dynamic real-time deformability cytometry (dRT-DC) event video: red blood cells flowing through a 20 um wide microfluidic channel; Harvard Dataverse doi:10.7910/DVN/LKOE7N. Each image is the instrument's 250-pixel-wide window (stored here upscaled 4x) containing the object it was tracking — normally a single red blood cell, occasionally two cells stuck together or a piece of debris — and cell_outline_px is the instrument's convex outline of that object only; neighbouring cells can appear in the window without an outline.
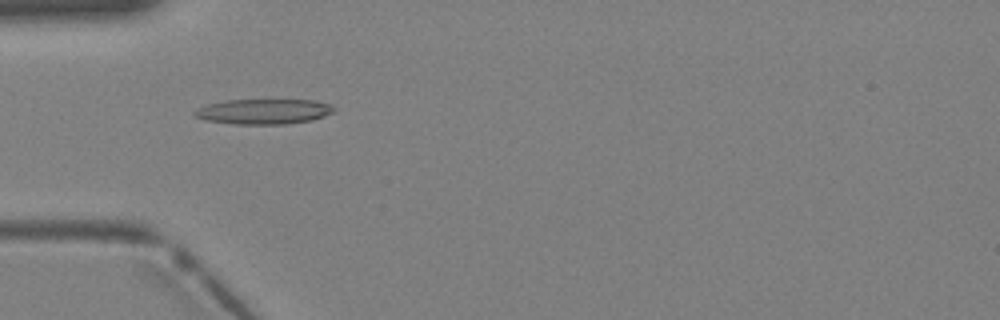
{"species": "Egyptian fruit bat (a non-hibernating species)", "species_latin": "Rousettus aegyptiacus", "temperature_condition": "warm", "stored_images_in_passage": 5, "camera_frame_rate_fps": 3000, "um_per_image_px": 0.085, "animal": {"sex": "female"}, "frame": {"image": 1, "passage_image": 4, "time_ms": 1.0, "image_size_px": [1000, 320], "cell_outline_px": [[336, 108], [332, 112], [324, 116], [312, 120], [284, 124], [236, 124], [204, 120], [196, 116], [192, 112], [196, 108], [208, 104], [228, 100], [312, 100], [332, 104]], "centroid_in_image_um": [22.41, 9.48], "position_along_channel_um": 62.6, "area_um2": 20.4}}
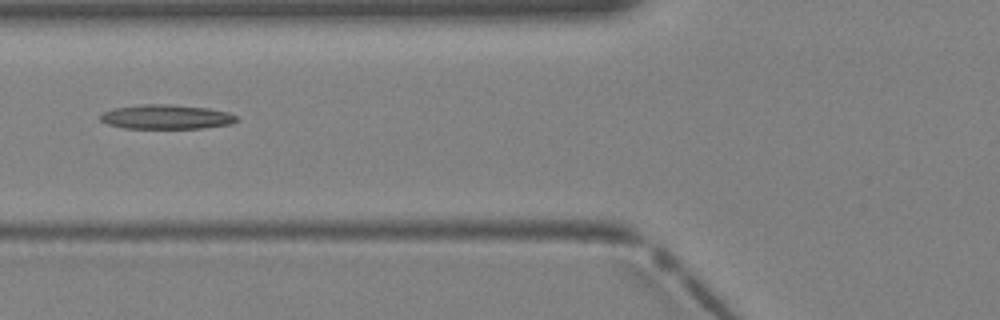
{"frame": {"image": 2, "passage_image": 5, "time_ms": 1.333, "image_size_px": [1000, 320], "cell_outline_px": [[240, 120], [232, 124], [204, 128], [124, 128], [108, 124], [100, 120], [100, 116], [104, 112], [116, 108], [140, 104], [168, 104], [208, 108], [228, 112], [236, 116]], "centroid_in_image_um": [14.18, 9.94], "position_along_channel_um": 111.6, "area_um2": 19.36}}